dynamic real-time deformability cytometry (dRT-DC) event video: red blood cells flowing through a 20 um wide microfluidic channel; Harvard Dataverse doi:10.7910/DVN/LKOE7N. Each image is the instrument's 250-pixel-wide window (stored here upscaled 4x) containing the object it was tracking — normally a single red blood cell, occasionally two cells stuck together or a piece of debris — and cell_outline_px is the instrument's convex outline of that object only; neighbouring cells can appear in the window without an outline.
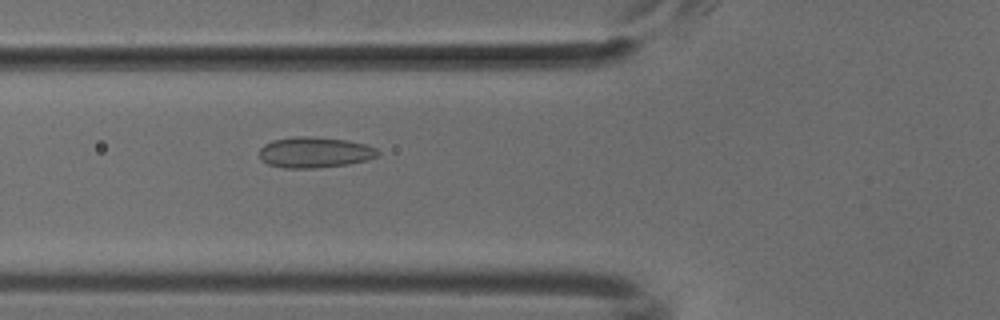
{"species": "common noctule bat (a hibernating species)", "species_latin": "Nyctalus noctula", "temperature_condition": "cold", "stored_images_in_passage": 52, "camera_frame_rate_fps": 3000, "um_per_image_px": 0.085, "animal": {"sex": "male", "body_mass_g": 18.8}, "frame": {"image": 1, "passage_image": 19, "time_ms": 6.0, "image_size_px": [1000, 320], "cell_outline_px": [[380, 152], [376, 156], [368, 160], [348, 164], [316, 168], [284, 168], [268, 164], [260, 160], [260, 148], [264, 144], [272, 140], [292, 136], [308, 136], [344, 140], [364, 144], [376, 148]], "centroid_in_image_um": [26.71, 12.95], "position_along_channel_um": 99.1, "area_um2": 21.27}}
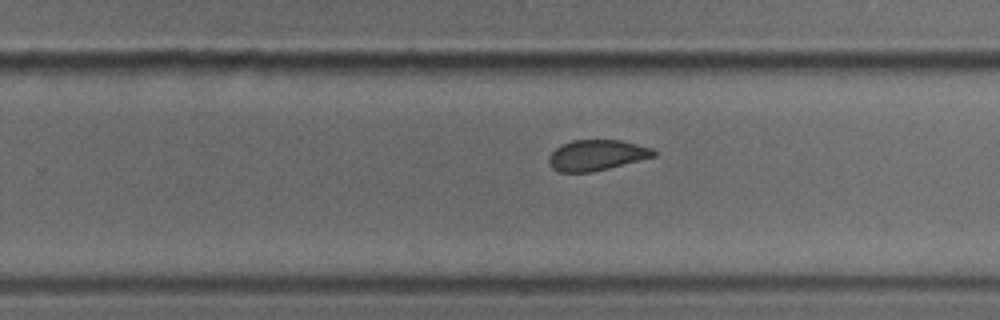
{"frame": {"image": 2, "passage_image": 33, "time_ms": 10.667, "image_size_px": [1000, 320], "cell_outline_px": [[656, 156], [592, 172], [560, 172], [552, 168], [548, 160], [548, 156], [560, 144], [572, 140], [620, 140], [652, 148], [656, 152]], "centroid_in_image_um": [50.69, 13.18], "position_along_channel_um": 279.1, "area_um2": 18.67}}
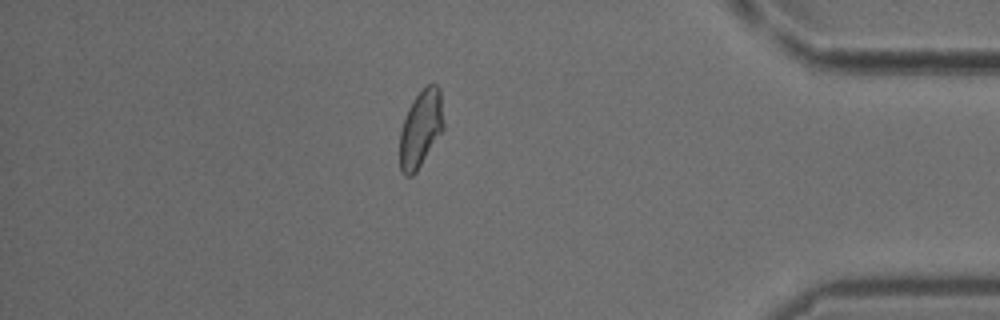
{"frame": {"image": 3, "passage_image": 45, "time_ms": 14.667, "image_size_px": [1000, 320], "cell_outline_px": [[444, 128], [416, 172], [412, 176], [404, 176], [400, 168], [400, 132], [404, 116], [412, 100], [428, 84], [436, 84], [440, 88], [444, 124]], "centroid_in_image_um": [35.76, 10.93], "position_along_channel_um": 399.4, "area_um2": 19.65}}